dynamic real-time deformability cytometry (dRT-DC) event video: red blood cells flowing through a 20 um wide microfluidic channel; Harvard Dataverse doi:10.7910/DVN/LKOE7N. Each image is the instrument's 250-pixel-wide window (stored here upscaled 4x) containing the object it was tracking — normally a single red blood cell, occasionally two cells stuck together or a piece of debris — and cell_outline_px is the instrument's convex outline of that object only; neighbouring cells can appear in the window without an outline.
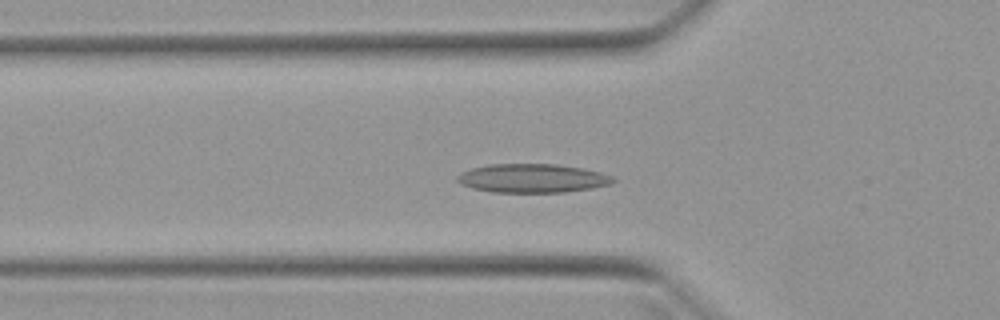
{"species": "Egyptian fruit bat (a non-hibernating species)", "species_latin": "Rousettus aegyptiacus", "temperature_condition": "warm", "stored_images_in_passage": 42, "camera_frame_rate_fps": 3000, "um_per_image_px": 0.085, "animal": {"sex": "female"}, "frame": {"image": 1, "passage_image": 13, "time_ms": 4.0, "image_size_px": [1000, 320], "cell_outline_px": [[616, 180], [612, 184], [592, 188], [564, 192], [492, 192], [472, 188], [460, 184], [456, 180], [456, 176], [460, 172], [472, 168], [488, 164], [556, 164], [584, 168], [600, 172], [612, 176]], "centroid_in_image_um": [45.24, 15.15], "position_along_channel_um": 80.6, "area_um2": 26.3}}
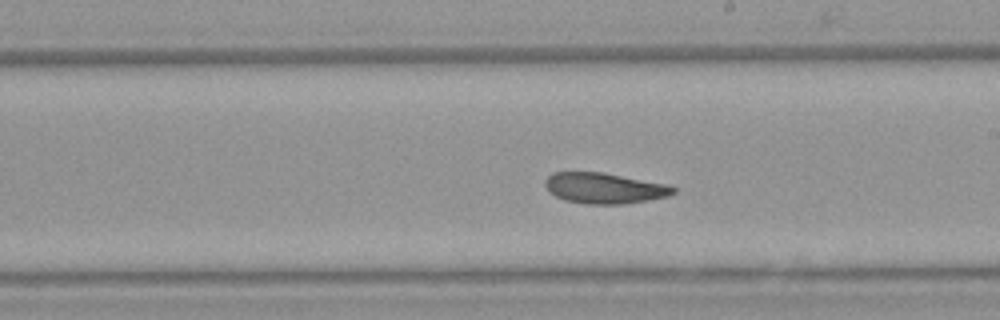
{"frame": {"image": 2, "passage_image": 25, "time_ms": 8.0, "image_size_px": [1000, 320], "cell_outline_px": [[676, 192], [668, 196], [648, 200], [624, 204], [584, 204], [564, 200], [548, 192], [544, 184], [544, 180], [552, 172], [604, 172], [668, 184], [676, 188]], "centroid_in_image_um": [51.36, 15.99], "position_along_channel_um": 237.6, "area_um2": 23.24}}
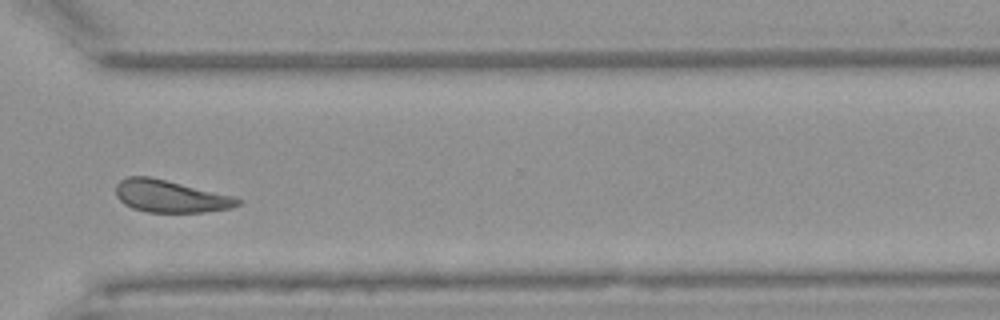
{"frame": {"image": 3, "passage_image": 34, "time_ms": 11.0, "image_size_px": [1000, 320], "cell_outline_px": [[240, 204], [232, 208], [204, 212], [148, 212], [132, 208], [124, 204], [116, 196], [116, 184], [120, 180], [128, 176], [152, 176], [232, 196], [240, 200]], "centroid_in_image_um": [14.44, 16.67], "position_along_channel_um": 356.2, "area_um2": 22.89}, "authors_computed_cell_mechanics": {"area_um2": 23.4957, "velocity_mm_per_s": 3.9347, "shape_relaxation_time_tau1_ms": 4.8607, "shape_relaxation_time_tau2_ms": 3.4091, "deformation_change_tau1": 0.118, "deformation_change_tau2": 0.1062}}